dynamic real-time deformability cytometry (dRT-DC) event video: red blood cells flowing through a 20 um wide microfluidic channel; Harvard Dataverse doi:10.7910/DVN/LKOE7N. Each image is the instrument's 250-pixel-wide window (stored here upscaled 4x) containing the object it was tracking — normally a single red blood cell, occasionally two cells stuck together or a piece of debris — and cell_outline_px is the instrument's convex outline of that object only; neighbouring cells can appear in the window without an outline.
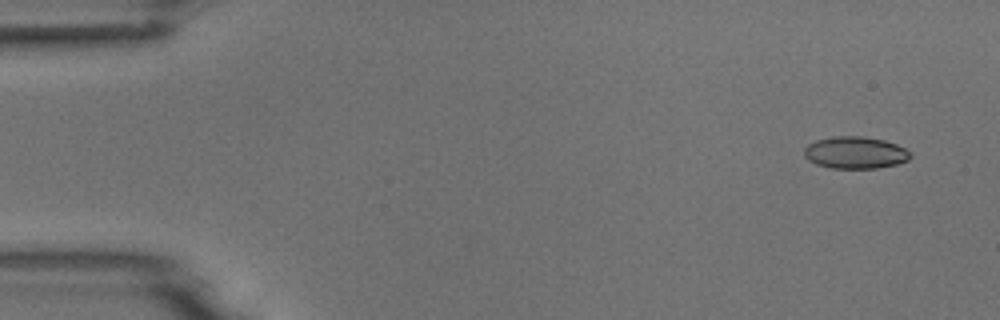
{"species": "common noctule bat (a hibernating species)", "species_latin": "Nyctalus noctula", "temperature_condition": "room temperature", "stored_images_in_passage": 5, "camera_frame_rate_fps": 3000, "um_per_image_px": 0.085, "animal": {"sex": "male", "body_mass_g": 18.8}, "frame": {"image": 1, "passage_image": 1, "time_ms": 0.0, "image_size_px": [1000, 320], "cell_outline_px": [[912, 156], [908, 160], [896, 164], [876, 168], [832, 168], [816, 164], [808, 160], [804, 156], [804, 148], [808, 144], [816, 140], [832, 136], [864, 136], [884, 140], [896, 144], [912, 152]], "centroid_in_image_um": [72.69, 12.96], "position_along_channel_um": 12.3, "area_um2": 19.94}}
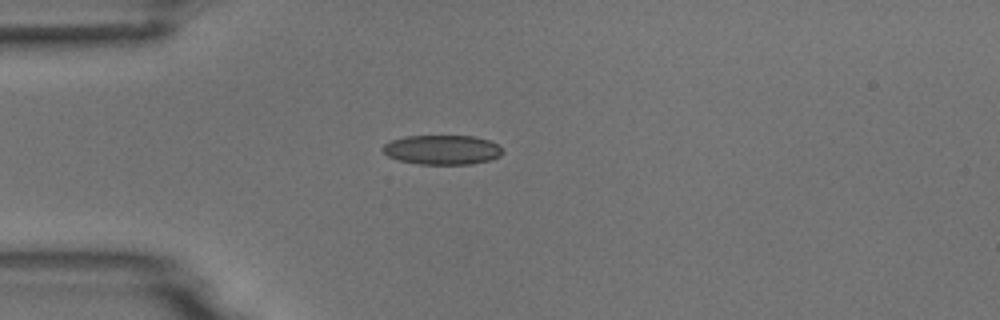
{"frame": {"image": 2, "passage_image": 4, "time_ms": 3.667, "image_size_px": [1000, 320], "cell_outline_px": [[504, 152], [500, 156], [488, 160], [472, 164], [420, 164], [400, 160], [388, 156], [380, 148], [384, 144], [392, 140], [404, 136], [476, 136], [488, 140], [496, 144]], "centroid_in_image_um": [37.57, 12.73], "position_along_channel_um": 47.4, "area_um2": 20.52}}